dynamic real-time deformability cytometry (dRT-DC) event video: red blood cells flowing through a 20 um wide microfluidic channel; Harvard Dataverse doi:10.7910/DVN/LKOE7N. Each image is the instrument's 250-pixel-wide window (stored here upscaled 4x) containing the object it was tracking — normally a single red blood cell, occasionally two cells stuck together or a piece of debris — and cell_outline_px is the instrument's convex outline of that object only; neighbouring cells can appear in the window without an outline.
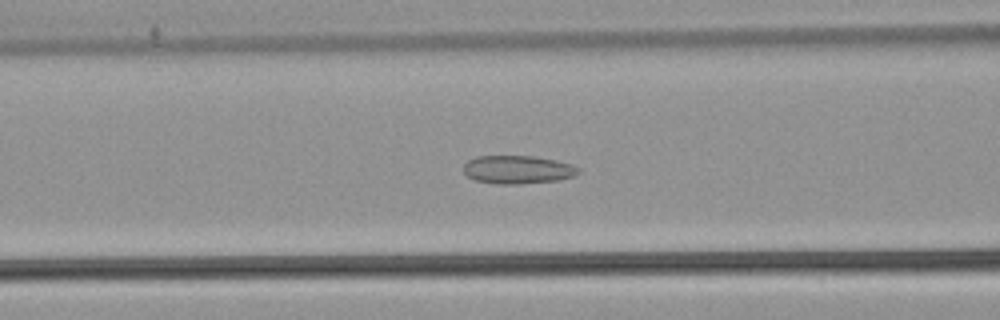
{"species": "common noctule bat (a hibernating species)", "species_latin": "Nyctalus noctula", "temperature_condition": "warm", "stored_images_in_passage": 47, "segment_of_instrument_passage": [1, 2], "camera_frame_rate_fps": 3000, "um_per_image_px": 0.085, "animal": {"sex": "male", "body_mass_g": 21.5, "forearm_length_mm": 52.0}, "frame": {"image": 1, "passage_image": 15, "time_ms": 4.667, "image_size_px": [1000, 320], "cell_outline_px": [[580, 172], [572, 176], [560, 180], [520, 184], [496, 184], [476, 180], [468, 176], [464, 172], [464, 164], [468, 160], [476, 156], [532, 156], [556, 160], [572, 164], [580, 168]], "centroid_in_image_um": [44.02, 14.42], "position_along_channel_um": 122.6, "area_um2": 18.96}}
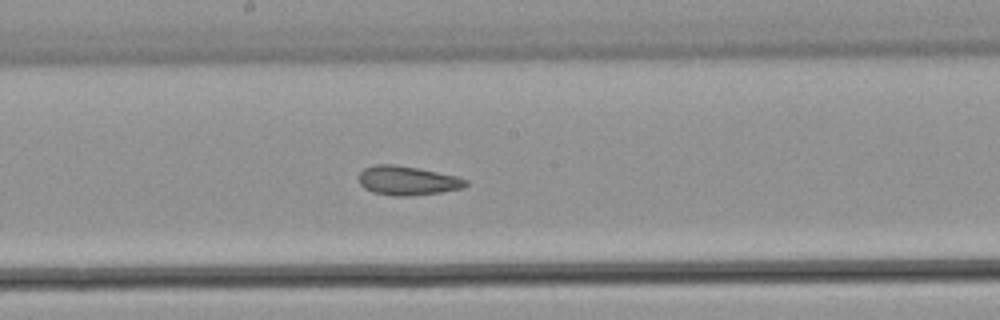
{"frame": {"image": 2, "passage_image": 22, "time_ms": 7.0, "image_size_px": [1000, 320], "cell_outline_px": [[468, 184], [464, 188], [440, 192], [408, 196], [392, 196], [372, 192], [364, 188], [360, 184], [360, 172], [364, 168], [376, 164], [396, 164], [456, 176], [468, 180]], "centroid_in_image_um": [34.62, 15.35], "position_along_channel_um": 213.6, "area_um2": 18.09}}
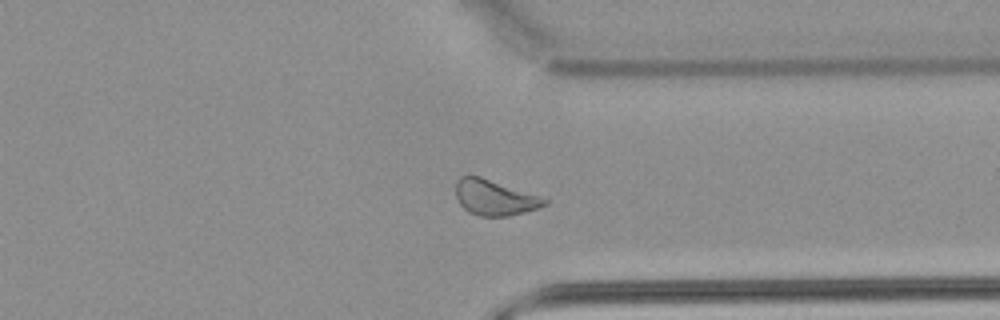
{"frame": {"image": 3, "passage_image": 34, "time_ms": 11.0, "image_size_px": [1000, 320], "cell_outline_px": [[548, 204], [536, 208], [508, 216], [480, 216], [468, 212], [460, 204], [456, 196], [456, 180], [460, 176], [480, 176], [548, 200]], "centroid_in_image_um": [41.97, 16.8], "position_along_channel_um": 369.4, "area_um2": 17.86}}